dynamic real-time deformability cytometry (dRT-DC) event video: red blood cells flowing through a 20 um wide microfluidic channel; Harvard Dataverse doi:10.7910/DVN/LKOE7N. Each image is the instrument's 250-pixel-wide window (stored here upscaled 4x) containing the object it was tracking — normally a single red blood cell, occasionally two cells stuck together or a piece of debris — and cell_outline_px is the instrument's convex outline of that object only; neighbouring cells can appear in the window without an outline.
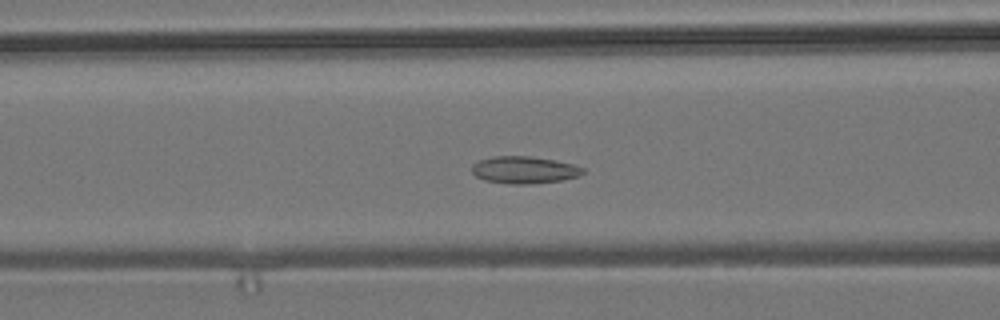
{"species": "common noctule bat (a hibernating species)", "species_latin": "Nyctalus noctula", "temperature_condition": "room temperature", "stored_images_in_passage": 47, "camera_frame_rate_fps": 3000, "um_per_image_px": 0.085, "animal": {"sex": "male", "body_mass_g": 19.2, "forearm_length_mm": 51.8}, "frame": {"image": 1, "passage_image": 14, "time_ms": 4.333, "image_size_px": [1000, 320], "cell_outline_px": [[584, 172], [580, 176], [560, 180], [532, 184], [508, 184], [484, 180], [476, 176], [472, 172], [472, 164], [480, 160], [492, 156], [532, 156], [572, 164], [584, 168]], "centroid_in_image_um": [44.54, 14.44], "position_along_channel_um": 122.1, "area_um2": 17.57}}
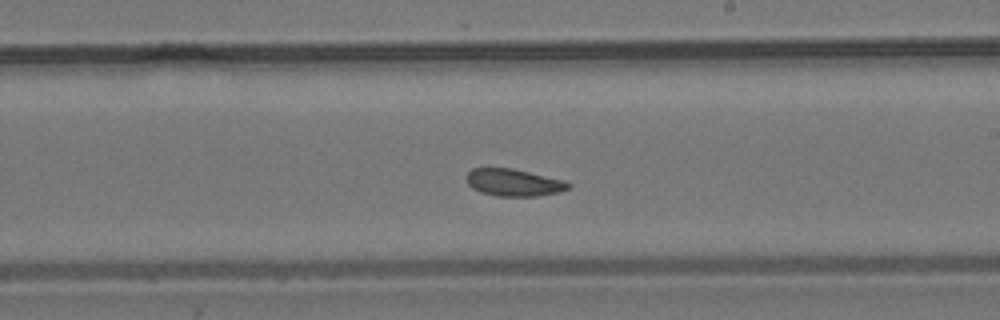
{"frame": {"image": 2, "passage_image": 24, "time_ms": 7.667, "image_size_px": [1000, 320], "cell_outline_px": [[572, 184], [568, 188], [560, 192], [536, 196], [496, 196], [480, 192], [472, 188], [468, 184], [468, 172], [472, 168], [512, 168], [564, 180]], "centroid_in_image_um": [43.67, 15.52], "position_along_channel_um": 245.3, "area_um2": 16.07}}
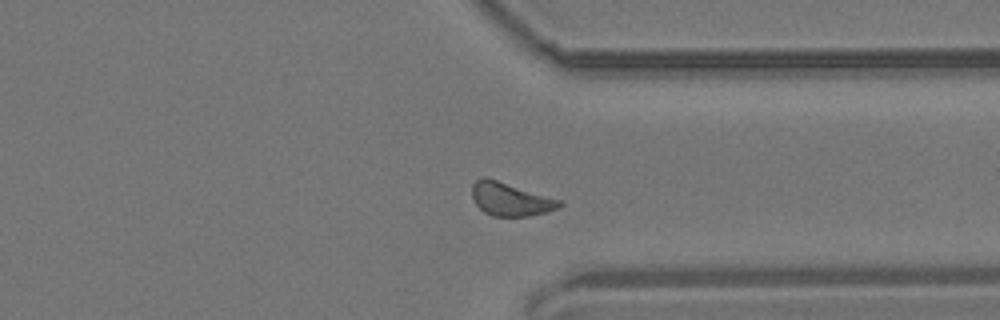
{"frame": {"image": 3, "passage_image": 34, "time_ms": 11.0, "image_size_px": [1000, 320], "cell_outline_px": [[564, 204], [548, 212], [532, 216], [492, 216], [484, 212], [472, 200], [472, 184], [480, 176], [488, 176], [560, 200]], "centroid_in_image_um": [43.35, 16.91], "position_along_channel_um": 368.1, "area_um2": 17.22}, "authors_computed_cell_mechanics": {"area_um2": 16.8776, "velocity_mm_per_s": 3.7102, "shape_relaxation_time_tau1_ms": null, "shape_relaxation_time_tau2_ms": 2.2526, "deformation_change_tau1": null, "deformation_change_tau2": 0.076}}